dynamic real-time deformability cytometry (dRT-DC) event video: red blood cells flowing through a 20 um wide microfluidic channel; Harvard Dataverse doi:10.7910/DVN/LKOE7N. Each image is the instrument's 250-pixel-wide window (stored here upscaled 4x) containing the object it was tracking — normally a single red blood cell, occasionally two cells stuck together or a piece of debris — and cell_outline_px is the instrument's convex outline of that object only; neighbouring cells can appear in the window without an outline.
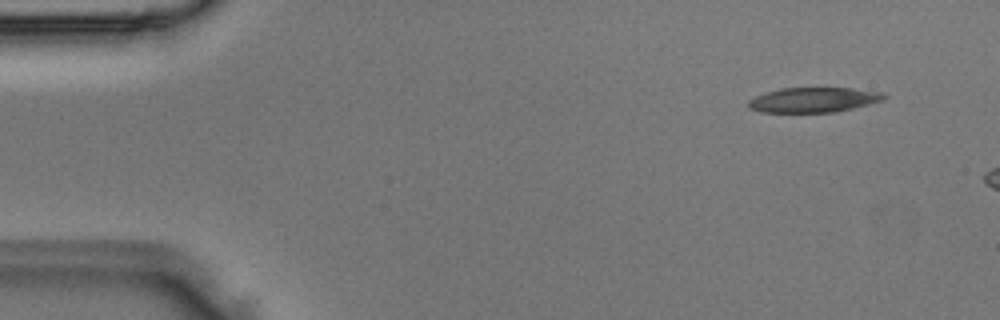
{"species": "Egyptian fruit bat (a non-hibernating species)", "species_latin": "Rousettus aegyptiacus", "temperature_condition": "room temperature", "stored_images_in_passage": 3, "camera_frame_rate_fps": 3000, "um_per_image_px": 0.085, "animal": {"sex": "male"}, "frame": {"image": 1, "passage_image": 1, "time_ms": 0.0, "image_size_px": [1000, 320], "cell_outline_px": [[888, 96], [884, 100], [836, 112], [760, 112], [748, 108], [748, 100], [756, 96], [780, 88], [852, 88], [880, 92]], "centroid_in_image_um": [69.15, 8.49], "position_along_channel_um": 15.9, "area_um2": 19.59}}